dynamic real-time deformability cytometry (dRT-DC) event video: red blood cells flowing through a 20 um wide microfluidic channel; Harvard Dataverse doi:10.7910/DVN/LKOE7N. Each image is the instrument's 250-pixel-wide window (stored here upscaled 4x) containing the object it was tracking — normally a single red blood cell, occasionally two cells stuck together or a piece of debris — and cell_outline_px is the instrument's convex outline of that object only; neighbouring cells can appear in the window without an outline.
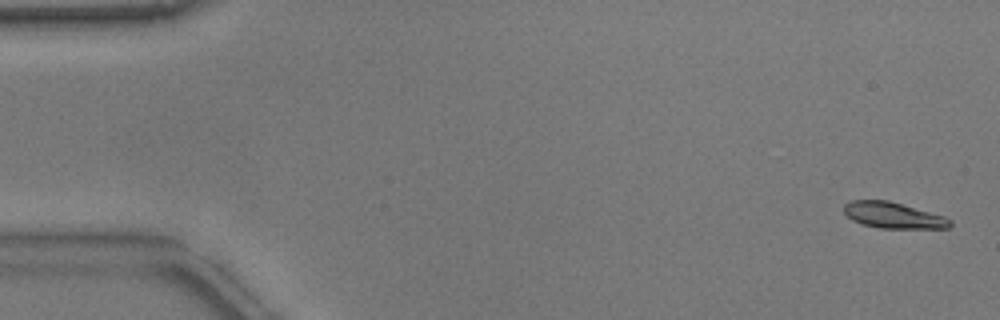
{"species": "common noctule bat (a hibernating species)", "species_latin": "Nyctalus noctula", "temperature_condition": "warm", "stored_images_in_passage": 54, "camera_frame_rate_fps": 3000, "um_per_image_px": 0.085, "animal": {"sex": "male", "body_mass_g": 17.9}, "frame": {"image": 1, "passage_image": 2, "time_ms": 0.333, "image_size_px": [1000, 320], "cell_outline_px": [[952, 224], [948, 228], [880, 228], [864, 224], [852, 220], [844, 212], [844, 204], [848, 200], [888, 200], [944, 216], [952, 220]], "centroid_in_image_um": [75.92, 18.29], "position_along_channel_um": 9.1, "area_um2": 16.01}}
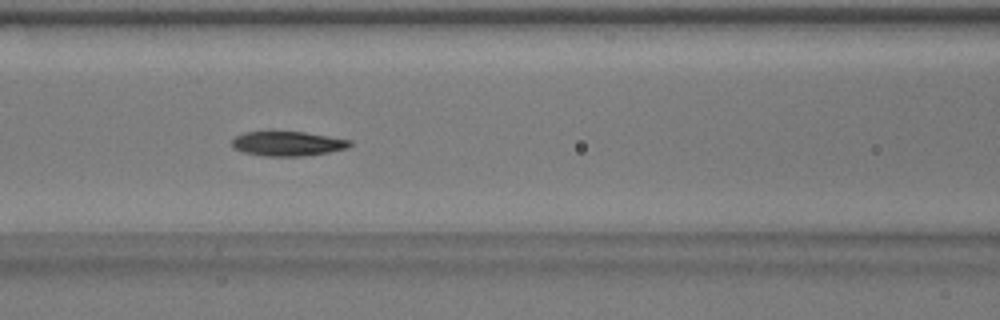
{"frame": {"image": 2, "passage_image": 23, "time_ms": 7.333, "image_size_px": [1000, 320], "cell_outline_px": [[352, 144], [348, 148], [328, 152], [300, 156], [264, 156], [244, 152], [232, 148], [232, 140], [236, 136], [244, 132], [304, 132], [352, 140]], "centroid_in_image_um": [24.45, 12.21], "position_along_channel_um": 142.1, "area_um2": 16.76}}
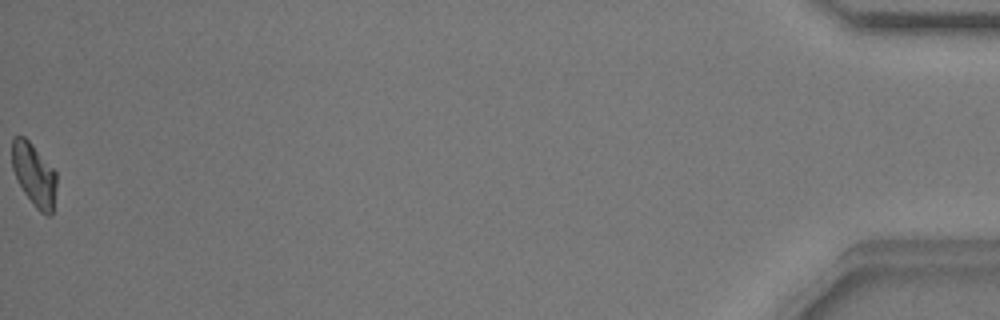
{"frame": {"image": 3, "passage_image": 54, "time_ms": 17.667, "image_size_px": [1000, 320], "cell_outline_px": [[56, 188], [52, 216], [48, 216], [40, 212], [36, 208], [24, 192], [16, 180], [12, 168], [12, 140], [16, 136], [24, 136], [32, 144], [56, 172]], "centroid_in_image_um": [2.89, 14.87], "position_along_channel_um": 432.3, "area_um2": 16.3}, "authors_computed_cell_mechanics": {"area_um2": 16.7042, "velocity_mm_per_s": 3.7858, "shape_relaxation_time_tau1_ms": 2.8917, "shape_relaxation_time_tau2_ms": 9.983, "deformation_change_tau1": 0.1528, "deformation_change_tau2": 0.1667}}